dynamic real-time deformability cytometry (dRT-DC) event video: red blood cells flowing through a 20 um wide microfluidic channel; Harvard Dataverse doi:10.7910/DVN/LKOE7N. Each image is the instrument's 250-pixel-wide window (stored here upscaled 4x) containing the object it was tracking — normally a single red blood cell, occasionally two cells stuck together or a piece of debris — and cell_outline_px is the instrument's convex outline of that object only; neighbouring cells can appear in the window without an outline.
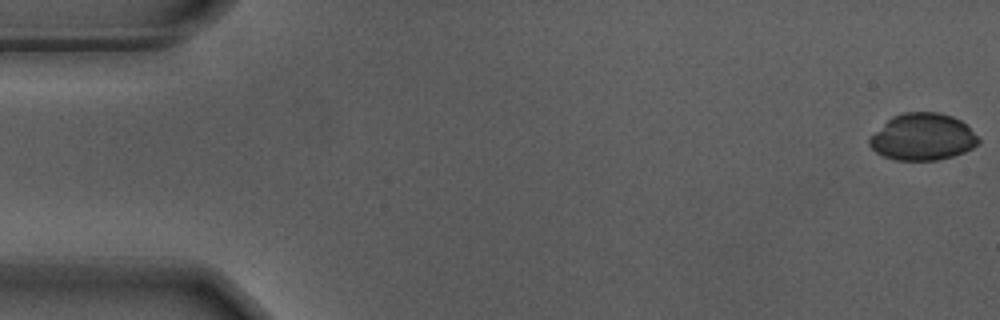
{"species": "Egyptian fruit bat (a non-hibernating species)", "species_latin": "Rousettus aegyptiacus", "temperature_condition": "warm", "stored_images_in_passage": 50, "camera_frame_rate_fps": 3000, "um_per_image_px": 0.085, "animal": {"sex": "male"}, "frame": {"image": 1, "passage_image": 1, "time_ms": 0.0, "image_size_px": [1000, 320], "cell_outline_px": [[980, 144], [964, 152], [952, 156], [936, 160], [896, 160], [884, 156], [876, 152], [868, 144], [868, 140], [892, 116], [904, 112], [940, 112], [952, 116], [960, 120], [980, 140]], "centroid_in_image_um": [78.43, 11.64], "position_along_channel_um": 6.6, "area_um2": 29.42}}
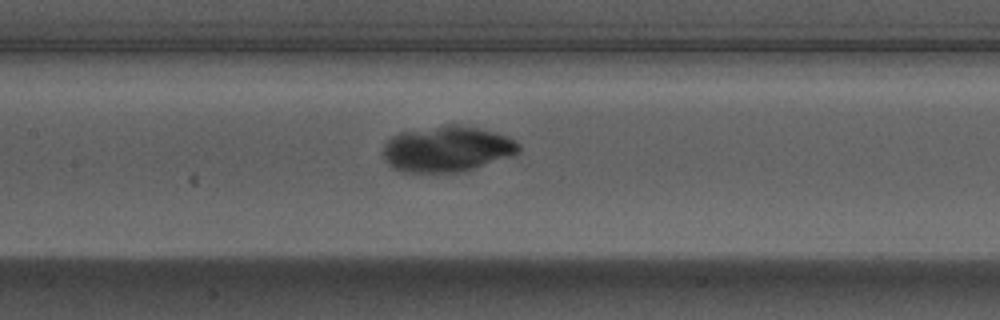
{"frame": {"image": 2, "passage_image": 26, "time_ms": 8.333, "image_size_px": [1000, 320], "cell_outline_px": [[520, 152], [460, 172], [400, 172], [392, 168], [384, 160], [384, 144], [392, 136], [400, 132], [444, 124], [460, 124], [492, 132], [516, 140], [520, 144]], "centroid_in_image_um": [37.94, 12.65], "position_along_channel_um": 169.5, "area_um2": 35.95}}
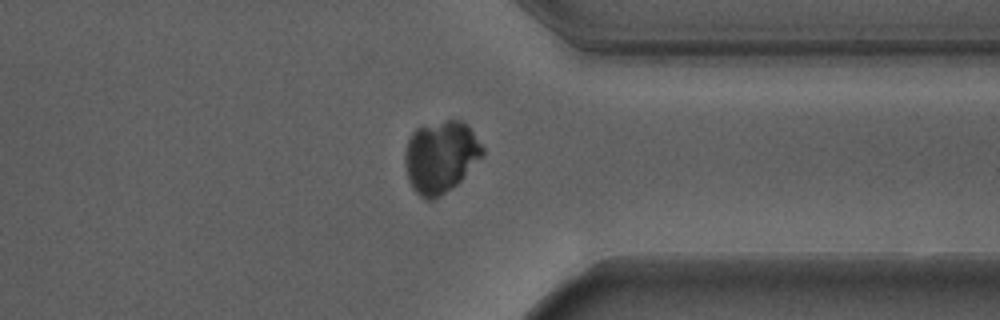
{"frame": {"image": 3, "passage_image": 43, "time_ms": 14.0, "image_size_px": [1000, 320], "cell_outline_px": [[484, 156], [456, 184], [440, 196], [432, 200], [424, 200], [412, 188], [408, 180], [404, 164], [404, 152], [408, 140], [412, 132], [420, 124], [444, 120], [464, 120], [468, 124], [484, 148]], "centroid_in_image_um": [37.44, 13.29], "position_along_channel_um": 374.0, "area_um2": 33.18}}